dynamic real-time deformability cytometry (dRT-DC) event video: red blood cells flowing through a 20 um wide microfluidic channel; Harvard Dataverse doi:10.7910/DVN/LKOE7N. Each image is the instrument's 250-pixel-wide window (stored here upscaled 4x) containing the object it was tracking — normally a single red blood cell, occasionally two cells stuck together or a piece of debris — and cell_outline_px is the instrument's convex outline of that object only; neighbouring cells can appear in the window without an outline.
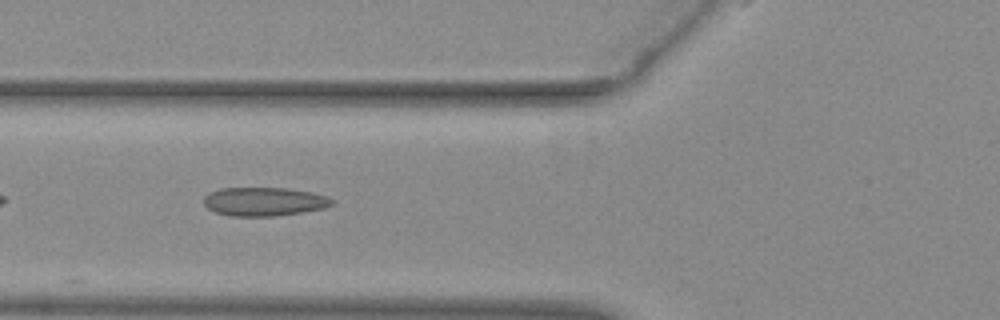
{"species": "common noctule bat (a hibernating species)", "species_latin": "Nyctalus noctula", "temperature_condition": "warm", "stored_images_in_passage": 34, "camera_frame_rate_fps": 3000, "um_per_image_px": 0.085, "animal": {"sex": "female", "body_mass_g": 29.2, "forearm_length_mm": 56.3}, "frame": {"image": 1, "passage_image": 5, "time_ms": 1.333, "image_size_px": [1000, 320], "cell_outline_px": [[336, 200], [332, 204], [324, 208], [276, 216], [232, 216], [216, 212], [208, 208], [204, 204], [204, 196], [208, 192], [220, 188], [288, 188], [312, 192], [328, 196]], "centroid_in_image_um": [22.46, 17.12], "position_along_channel_um": 103.3, "area_um2": 21.5}}
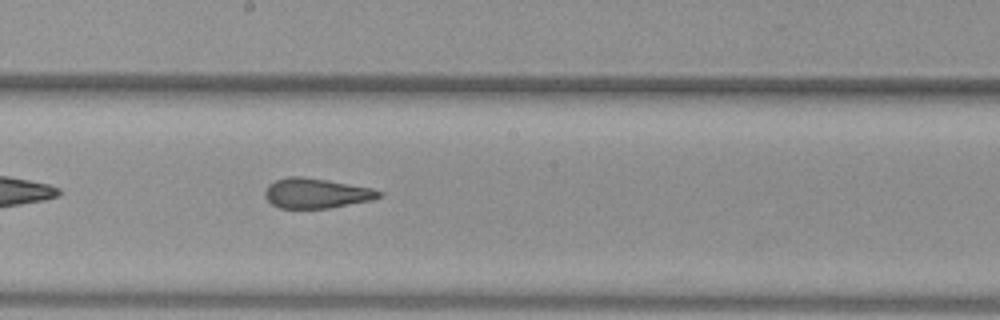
{"frame": {"image": 2, "passage_image": 14, "time_ms": 4.333, "image_size_px": [1000, 320], "cell_outline_px": [[384, 196], [372, 200], [328, 208], [280, 208], [272, 204], [264, 196], [264, 192], [268, 184], [276, 180], [288, 176], [300, 176], [328, 180], [372, 188], [384, 192]], "centroid_in_image_um": [26.9, 16.42], "position_along_channel_um": 221.3, "area_um2": 20.0}}
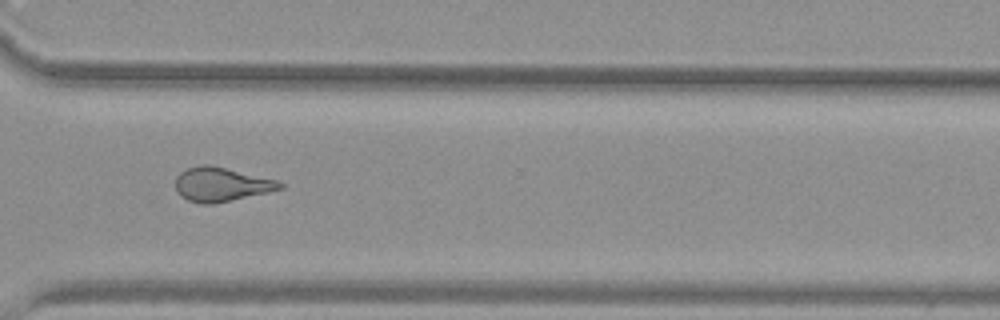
{"frame": {"image": 3, "passage_image": 24, "time_ms": 7.667, "image_size_px": [1000, 320], "cell_outline_px": [[284, 188], [268, 192], [212, 204], [200, 204], [188, 200], [180, 196], [176, 192], [176, 176], [180, 172], [188, 168], [200, 164], [208, 164], [276, 180], [284, 184]], "centroid_in_image_um": [18.76, 15.68], "position_along_channel_um": 351.8, "area_um2": 20.58}, "authors_computed_cell_mechanics": {"area_um2": 20.3456, "velocity_mm_per_s": 3.9193, "shape_relaxation_time_tau1_ms": null, "shape_relaxation_time_tau2_ms": 1.731, "deformation_change_tau1": null, "deformation_change_tau2": 0.0884}}